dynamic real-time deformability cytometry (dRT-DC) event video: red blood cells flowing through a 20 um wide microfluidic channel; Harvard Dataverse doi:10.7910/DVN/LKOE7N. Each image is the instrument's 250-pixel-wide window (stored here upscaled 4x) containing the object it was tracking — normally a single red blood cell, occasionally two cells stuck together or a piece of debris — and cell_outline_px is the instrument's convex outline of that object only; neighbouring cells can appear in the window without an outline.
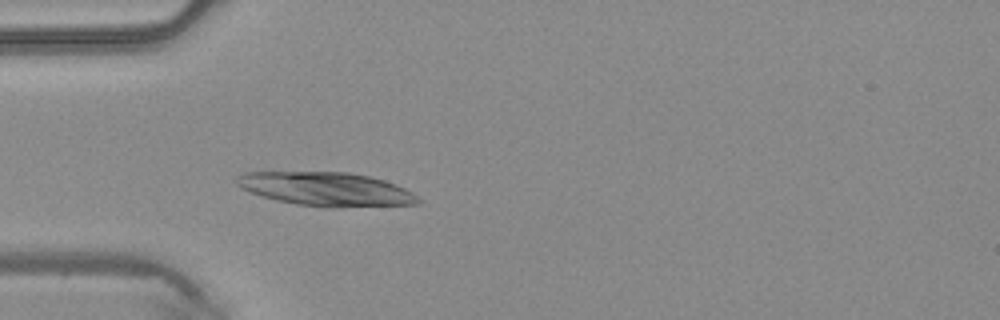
{"species": "common noctule bat (a hibernating species)", "species_latin": "Nyctalus noctula", "temperature_condition": "warm", "stored_images_in_passage": 25, "camera_frame_rate_fps": 3000, "um_per_image_px": 0.085, "animal": {"sex": "male", "body_mass_g": 20.4}, "frame": {"image": 1, "passage_image": 4, "time_ms": 1.0, "image_size_px": [1000, 320], "cell_outline_px": [[424, 200], [420, 204], [336, 208], [328, 208], [296, 204], [264, 196], [252, 192], [236, 184], [236, 176], [244, 172], [348, 172], [368, 176], [384, 180], [396, 184], [412, 192]], "centroid_in_image_um": [27.81, 16.08], "position_along_channel_um": 57.2, "area_um2": 35.78}}
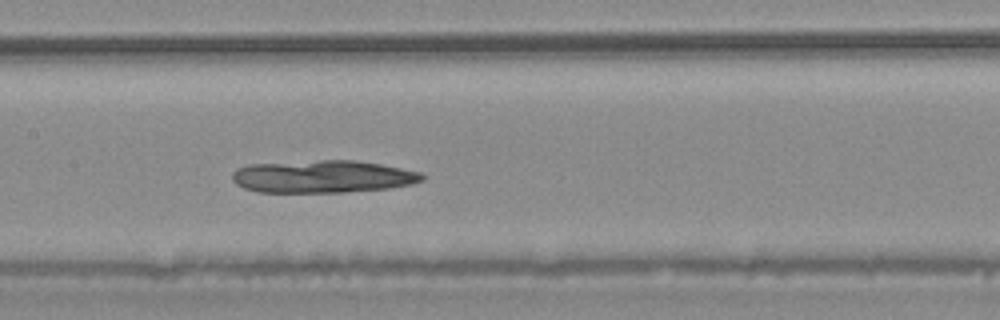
{"frame": {"image": 2, "passage_image": 13, "time_ms": 4.0, "image_size_px": [1000, 320], "cell_outline_px": [[428, 176], [424, 180], [412, 184], [388, 188], [344, 192], [260, 192], [244, 188], [236, 184], [232, 180], [232, 172], [236, 168], [248, 164], [320, 160], [356, 160], [380, 164], [420, 172]], "centroid_in_image_um": [27.43, 15.0], "position_along_channel_um": 180.0, "area_um2": 36.18}}
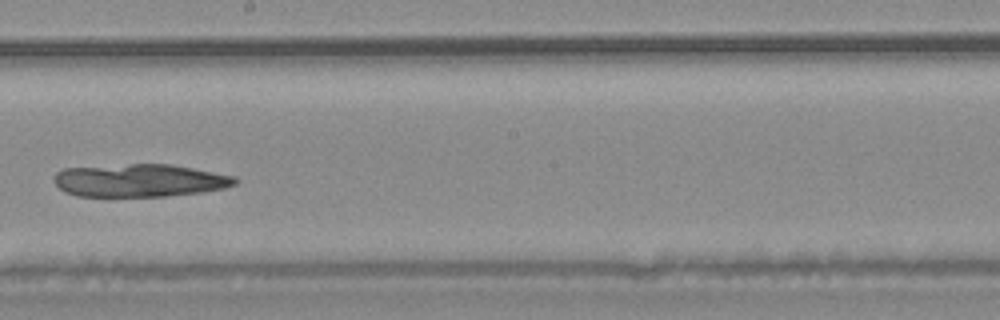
{"frame": {"image": 3, "passage_image": 17, "time_ms": 5.333, "image_size_px": [1000, 320], "cell_outline_px": [[240, 180], [236, 184], [224, 188], [204, 192], [164, 196], [76, 196], [64, 192], [52, 180], [56, 172], [64, 168], [128, 164], [172, 164], [236, 176]], "centroid_in_image_um": [11.89, 15.33], "position_along_channel_um": 236.3, "area_um2": 34.91}}